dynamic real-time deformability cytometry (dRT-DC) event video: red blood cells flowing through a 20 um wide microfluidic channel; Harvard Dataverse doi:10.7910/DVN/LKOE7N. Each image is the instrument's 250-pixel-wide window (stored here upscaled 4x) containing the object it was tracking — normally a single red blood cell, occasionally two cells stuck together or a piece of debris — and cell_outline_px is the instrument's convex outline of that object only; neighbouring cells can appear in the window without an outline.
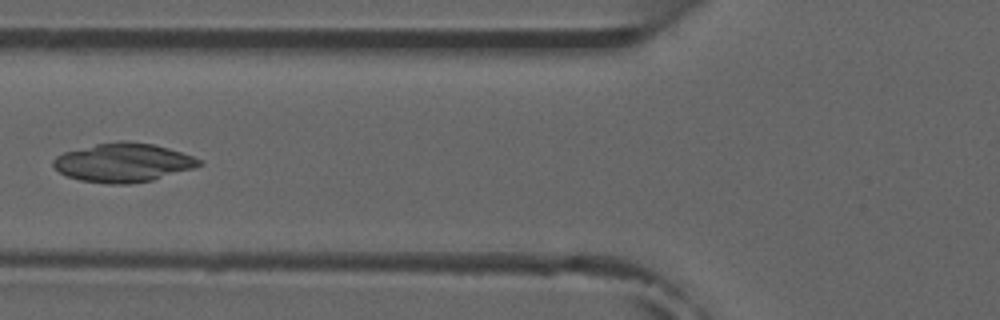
{"species": "common noctule bat (a hibernating species)", "species_latin": "Nyctalus noctula", "temperature_condition": "room temperature", "stored_images_in_passage": 6, "camera_frame_rate_fps": 3000, "um_per_image_px": 0.085, "animal": {"sex": "male", "forearm_length_mm": 52.5}, "frame": {"image": 1, "passage_image": 5, "time_ms": 5.667, "image_size_px": [1000, 320], "cell_outline_px": [[204, 164], [196, 168], [152, 180], [128, 184], [108, 184], [80, 180], [68, 176], [60, 172], [52, 164], [52, 160], [56, 156], [64, 152], [96, 144], [120, 140], [128, 140], [152, 144], [168, 148], [204, 160]], "centroid_in_image_um": [10.51, 13.82], "position_along_channel_um": 115.3, "area_um2": 33.12}}
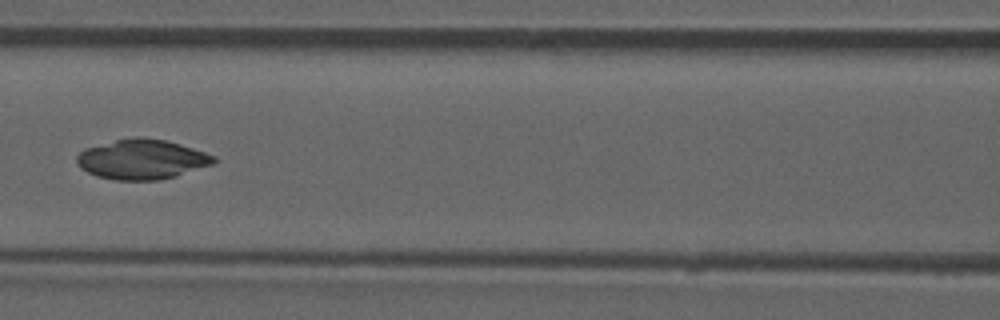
{"frame": {"image": 2, "passage_image": 6, "time_ms": 6.667, "image_size_px": [1000, 320], "cell_outline_px": [[220, 160], [216, 164], [176, 176], [160, 180], [116, 180], [96, 176], [80, 168], [76, 164], [76, 156], [84, 148], [132, 136], [140, 136], [164, 140], [180, 144], [216, 156]], "centroid_in_image_um": [12.09, 13.54], "position_along_channel_um": 154.5, "area_um2": 32.19}}